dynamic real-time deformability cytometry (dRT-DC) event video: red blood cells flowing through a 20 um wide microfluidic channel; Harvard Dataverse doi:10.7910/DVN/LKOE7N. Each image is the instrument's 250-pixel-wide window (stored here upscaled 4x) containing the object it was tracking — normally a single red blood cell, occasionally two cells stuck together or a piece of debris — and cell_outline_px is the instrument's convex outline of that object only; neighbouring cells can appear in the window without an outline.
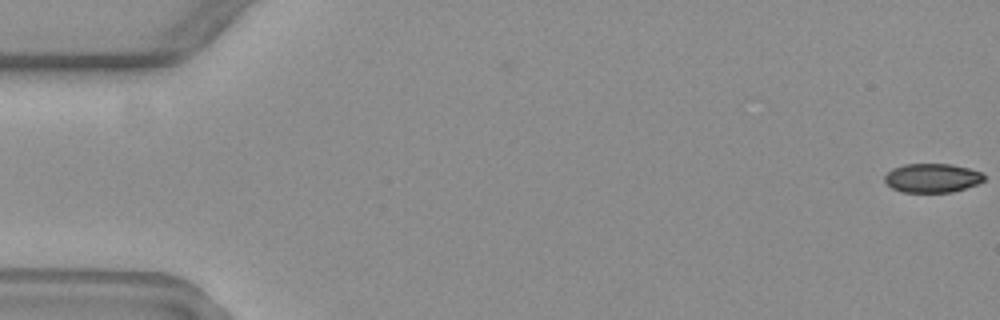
{"species": "common noctule bat (a hibernating species)", "species_latin": "Nyctalus noctula", "temperature_condition": "warm", "stored_images_in_passage": 48, "camera_frame_rate_fps": 3000, "um_per_image_px": 0.085, "animal": {"sex": "female", "body_mass_g": 19.3, "forearm_length_mm": 54.1}, "frame": {"image": 1, "passage_image": 1, "time_ms": 0.0, "image_size_px": [1000, 320], "cell_outline_px": [[984, 180], [976, 184], [952, 192], [904, 192], [892, 188], [884, 180], [884, 176], [892, 168], [904, 164], [952, 164], [968, 168], [980, 172], [984, 176]], "centroid_in_image_um": [79.21, 15.12], "position_along_channel_um": 5.8, "area_um2": 16.65}}
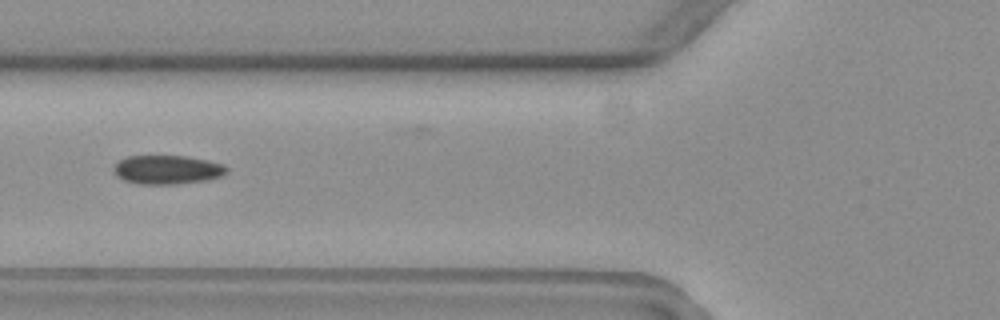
{"frame": {"image": 2, "passage_image": 23, "time_ms": 7.333, "image_size_px": [1000, 320], "cell_outline_px": [[228, 172], [220, 176], [208, 180], [176, 184], [136, 184], [124, 180], [116, 176], [112, 172], [112, 168], [120, 160], [128, 156], [184, 156], [224, 164], [228, 168]], "centroid_in_image_um": [14.19, 14.43], "position_along_channel_um": 111.6, "area_um2": 19.07}}
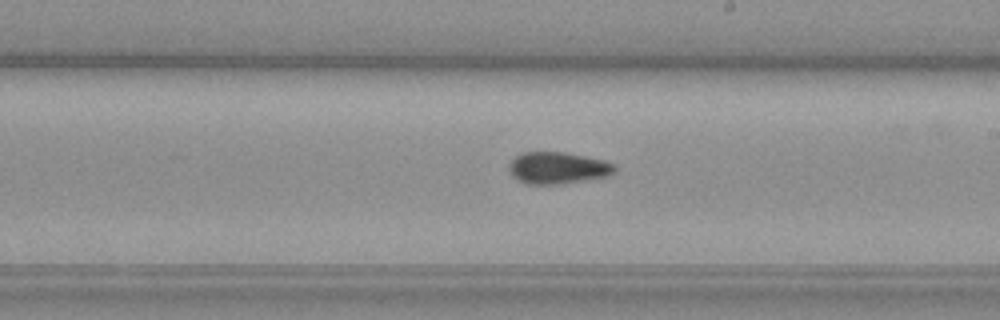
{"frame": {"image": 3, "passage_image": 34, "time_ms": 11.0, "image_size_px": [1000, 320], "cell_outline_px": [[616, 172], [608, 176], [564, 184], [524, 184], [512, 176], [508, 168], [508, 164], [516, 156], [524, 152], [564, 152], [604, 160], [616, 164]], "centroid_in_image_um": [47.42, 14.28], "position_along_channel_um": 241.6, "area_um2": 19.83}, "authors_computed_cell_mechanics": {"area_um2": 19.1318, "velocity_mm_per_s": 3.5498, "shape_relaxation_time_tau1_ms": 7.133, "shape_relaxation_time_tau2_ms": 3.8524, "deformation_change_tau1": 0.1281, "deformation_change_tau2": 0.0728}}